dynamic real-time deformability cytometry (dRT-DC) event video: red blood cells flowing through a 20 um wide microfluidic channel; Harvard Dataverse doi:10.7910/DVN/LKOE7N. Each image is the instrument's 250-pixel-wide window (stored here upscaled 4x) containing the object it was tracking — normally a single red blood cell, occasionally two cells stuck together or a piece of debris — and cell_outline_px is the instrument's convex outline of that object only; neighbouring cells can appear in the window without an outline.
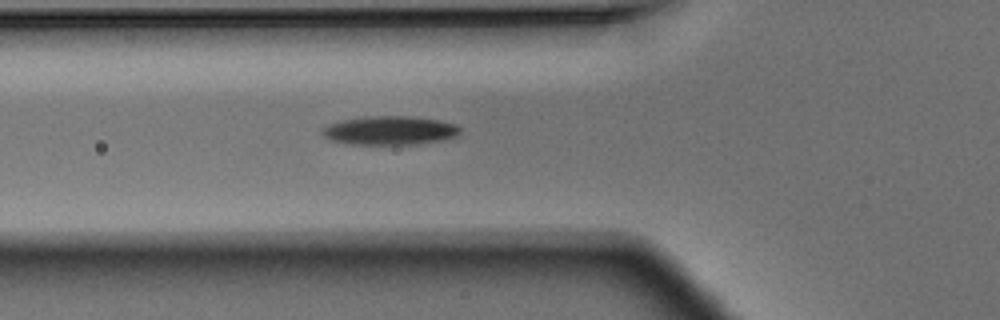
{"species": "Egyptian fruit bat (a non-hibernating species)", "species_latin": "Rousettus aegyptiacus", "temperature_condition": "warm", "stored_images_in_passage": 7, "camera_frame_rate_fps": 3000, "um_per_image_px": 0.085, "animal": {"sex": "male"}, "frame": {"image": 1, "passage_image": 2, "time_ms": 0.333, "image_size_px": [1000, 320], "cell_outline_px": [[776, 272], [772, 280], [736, 276], [720, 224], [752, 236]], "centroid_in_image_um": [63.49, 21.72], "position_along_channel_um": 62.3, "area_um2": 11.96}}